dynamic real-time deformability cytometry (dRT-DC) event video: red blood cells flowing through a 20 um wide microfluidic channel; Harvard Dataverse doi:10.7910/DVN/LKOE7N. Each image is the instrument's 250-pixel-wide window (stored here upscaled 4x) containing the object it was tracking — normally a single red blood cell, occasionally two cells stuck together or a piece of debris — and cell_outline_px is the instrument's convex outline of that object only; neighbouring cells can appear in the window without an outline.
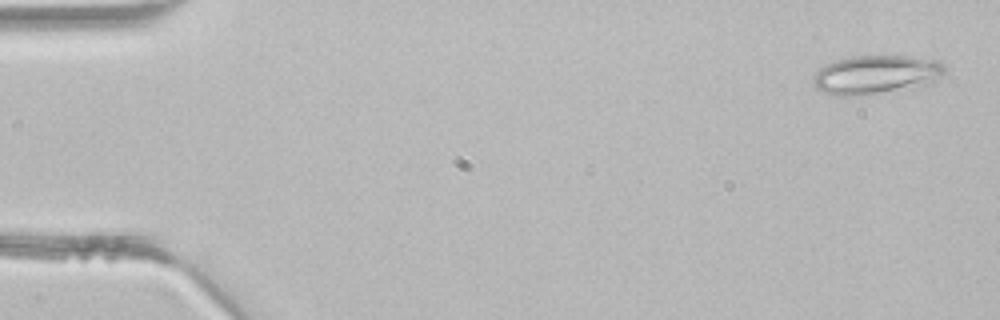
{"species": "common noctule bat (a hibernating species)", "species_latin": "Nyctalus noctula", "temperature_condition": "room temperature", "stored_images_in_passage": 2, "camera_frame_rate_fps": 3000, "um_per_image_px": 0.085, "animal": {"sex": "male", "body_mass_g": 21.5, "forearm_length_mm": 52.0}, "frame": {"image": 1, "passage_image": 2, "time_ms": 0.333, "image_size_px": [1000, 320], "cell_outline_px": [[948, 68], [940, 76], [928, 84], [920, 88], [860, 96], [832, 96], [816, 88], [812, 84], [812, 76], [820, 68], [836, 60], [852, 56], [904, 56], [936, 60], [944, 64]], "centroid_in_image_um": [74.46, 6.38], "position_along_channel_um": 10.5, "area_um2": 30.29}}